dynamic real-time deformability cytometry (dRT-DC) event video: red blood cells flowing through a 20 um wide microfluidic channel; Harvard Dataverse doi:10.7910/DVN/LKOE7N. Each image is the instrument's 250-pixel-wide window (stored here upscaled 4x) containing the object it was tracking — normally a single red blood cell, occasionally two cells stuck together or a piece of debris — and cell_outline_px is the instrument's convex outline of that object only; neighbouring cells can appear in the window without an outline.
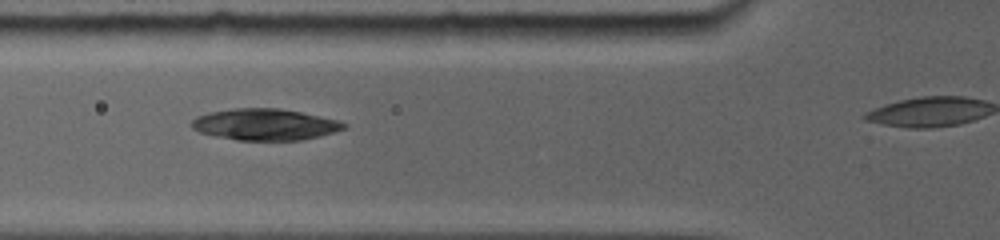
{"species": "common noctule bat (a hibernating species)", "species_latin": "Nyctalus noctula", "temperature_condition": "room temperature", "stored_images_in_passage": 6, "camera_frame_rate_fps": 5000, "um_per_image_px": 0.085, "animal": {"sex": "female", "body_mass_g": 19.0, "forearm_length_mm": 56.7}, "frame": {"image": 1, "passage_image": 4, "time_ms": 3.6, "image_size_px": [1000, 240], "cell_outline_px": [[344, 128], [332, 132], [300, 140], [240, 140], [200, 132], [192, 128], [192, 120], [196, 116], [208, 112], [232, 108], [280, 108], [300, 112], [336, 120], [344, 124]], "centroid_in_image_um": [22.45, 10.56], "position_along_channel_um": 103.4, "area_um2": 27.28}}
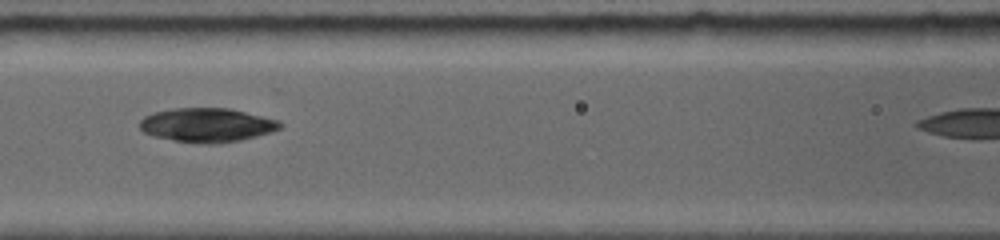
{"frame": {"image": 2, "passage_image": 5, "time_ms": 4.8, "image_size_px": [1000, 240], "cell_outline_px": [[280, 128], [268, 132], [236, 140], [176, 140], [156, 136], [144, 132], [140, 128], [140, 120], [144, 116], [156, 112], [172, 108], [228, 108], [276, 120], [280, 124]], "centroid_in_image_um": [17.51, 10.56], "position_along_channel_um": 149.1, "area_um2": 25.95}}